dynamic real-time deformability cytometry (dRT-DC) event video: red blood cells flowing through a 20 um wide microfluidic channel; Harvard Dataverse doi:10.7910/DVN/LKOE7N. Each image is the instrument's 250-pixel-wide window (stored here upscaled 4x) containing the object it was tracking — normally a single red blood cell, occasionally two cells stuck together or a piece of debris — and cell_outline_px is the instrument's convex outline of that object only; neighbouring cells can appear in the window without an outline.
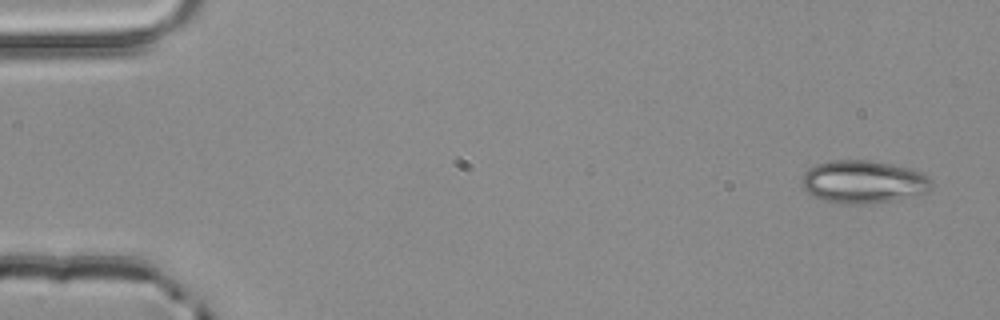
{"species": "common noctule bat (a hibernating species)", "species_latin": "Nyctalus noctula", "temperature_condition": "room temperature", "stored_images_in_passage": 5, "camera_frame_rate_fps": 3000, "um_per_image_px": 0.085, "animal": {"sex": "male", "body_mass_g": 20.4}, "frame": {"image": 1, "passage_image": 1, "time_ms": 0.0, "image_size_px": [1000, 320], "cell_outline_px": [[936, 184], [928, 192], [920, 196], [896, 200], [868, 204], [840, 204], [824, 200], [812, 196], [800, 184], [804, 172], [808, 168], [816, 164], [832, 160], [868, 160], [908, 168], [920, 172], [928, 176]], "centroid_in_image_um": [73.42, 15.48], "position_along_channel_um": 11.6, "area_um2": 32.95}}